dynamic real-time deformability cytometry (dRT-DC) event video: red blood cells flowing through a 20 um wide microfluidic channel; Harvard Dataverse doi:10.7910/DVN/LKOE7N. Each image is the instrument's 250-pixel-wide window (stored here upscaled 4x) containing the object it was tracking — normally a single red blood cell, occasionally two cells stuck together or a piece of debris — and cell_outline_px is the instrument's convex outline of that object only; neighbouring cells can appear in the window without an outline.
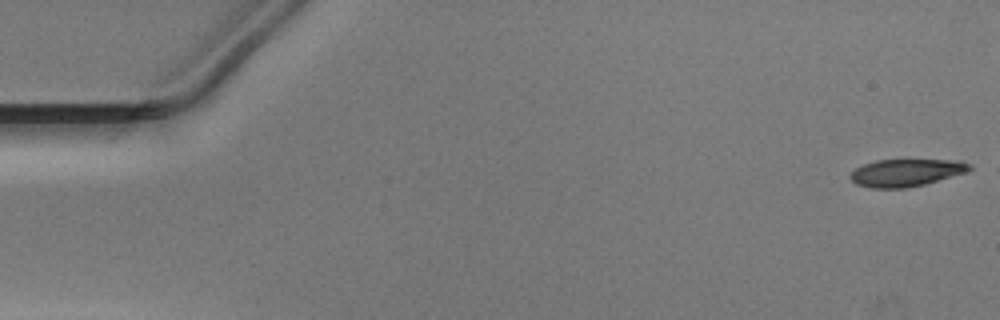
{"species": "Egyptian fruit bat (a non-hibernating species)", "species_latin": "Rousettus aegyptiacus", "temperature_condition": "warm", "stored_images_in_passage": 46, "camera_frame_rate_fps": 3000, "um_per_image_px": 0.085, "animal": {"sex": "male"}, "frame": {"image": 1, "passage_image": 1, "time_ms": 0.0, "image_size_px": [1000, 320], "cell_outline_px": [[972, 168], [964, 172], [924, 184], [904, 188], [872, 188], [856, 184], [848, 176], [856, 168], [864, 164], [876, 160], [960, 160], [972, 164]], "centroid_in_image_um": [76.99, 14.67], "position_along_channel_um": 8.0, "area_um2": 18.79}}
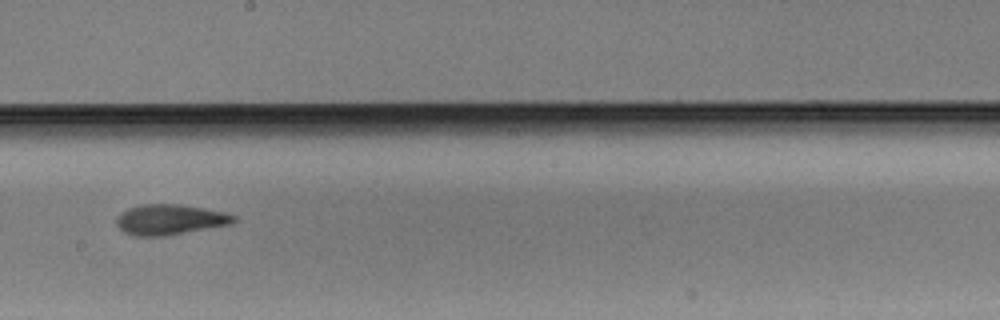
{"frame": {"image": 2, "passage_image": 29, "time_ms": 9.333, "image_size_px": [1000, 320], "cell_outline_px": [[236, 220], [232, 224], [164, 236], [136, 236], [124, 232], [116, 224], [116, 220], [120, 212], [128, 208], [140, 204], [180, 204], [204, 208], [224, 212], [236, 216]], "centroid_in_image_um": [14.43, 18.66], "position_along_channel_um": 233.8, "area_um2": 20.81}}
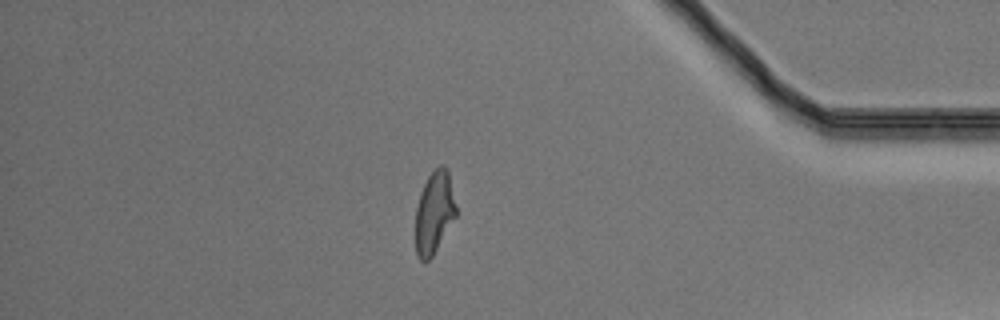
{"frame": {"image": 3, "passage_image": 44, "time_ms": 14.333, "image_size_px": [1000, 320], "cell_outline_px": [[456, 216], [432, 256], [428, 260], [420, 260], [416, 252], [416, 208], [420, 192], [428, 176], [440, 164], [444, 164], [448, 168], [456, 208]], "centroid_in_image_um": [36.91, 18.02], "position_along_channel_um": 398.3, "area_um2": 19.25}}